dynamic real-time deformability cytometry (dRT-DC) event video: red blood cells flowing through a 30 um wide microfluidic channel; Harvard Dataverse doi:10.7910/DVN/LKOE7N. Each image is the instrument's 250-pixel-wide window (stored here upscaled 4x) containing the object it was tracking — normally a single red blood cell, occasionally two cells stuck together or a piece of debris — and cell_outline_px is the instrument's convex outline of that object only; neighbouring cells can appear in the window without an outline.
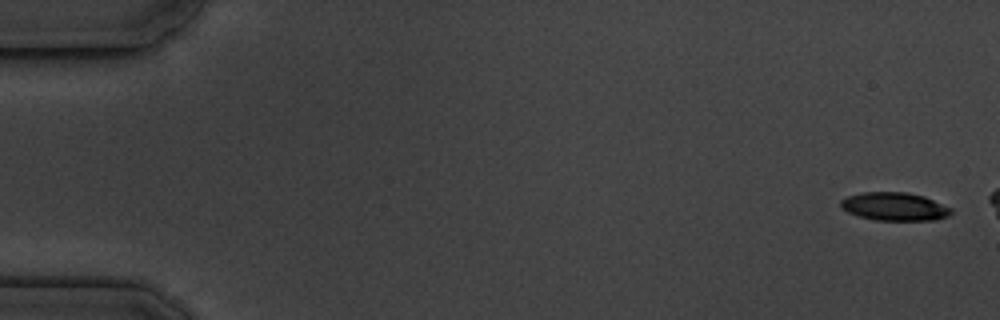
{"species": "common noctule bat (a hibernating species)", "species_latin": "Nyctalus noctula", "temperature_condition": "cold", "stored_images_in_passage": 6, "camera_frame_rate_fps": 3000, "um_per_image_px": 0.085, "animal": {"sex": "male", "body_mass_g": 19.5, "forearm_length_mm": 54.6}, "frame": {"image": 1, "passage_image": 1, "time_ms": 0.0, "image_size_px": [1000, 320], "cell_outline_px": [[952, 212], [948, 216], [936, 220], [876, 220], [860, 216], [848, 212], [840, 208], [840, 200], [848, 196], [860, 192], [908, 192], [924, 196], [952, 208]], "centroid_in_image_um": [76.03, 17.55], "position_along_channel_um": 9.0, "area_um2": 18.21}}